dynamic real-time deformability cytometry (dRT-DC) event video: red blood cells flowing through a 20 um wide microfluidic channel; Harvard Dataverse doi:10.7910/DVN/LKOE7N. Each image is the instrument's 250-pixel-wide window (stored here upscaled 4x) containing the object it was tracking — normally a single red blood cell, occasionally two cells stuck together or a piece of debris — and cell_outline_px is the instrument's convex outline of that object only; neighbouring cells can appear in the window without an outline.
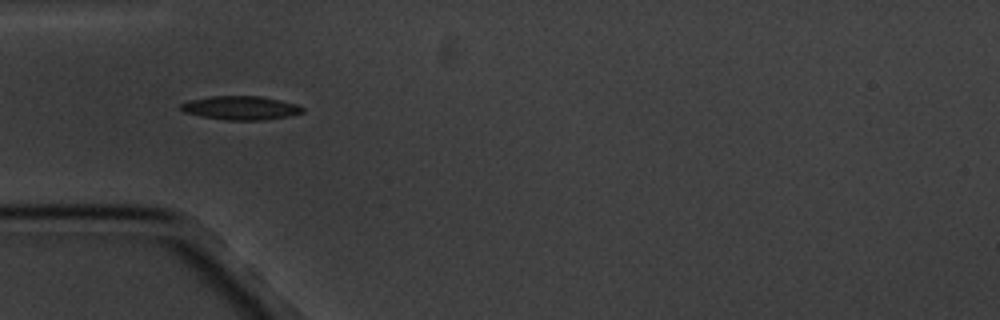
{"species": "common noctule bat (a hibernating species)", "species_latin": "Nyctalus noctula", "temperature_condition": "cold", "stored_images_in_passage": 5, "camera_frame_rate_fps": 3000, "um_per_image_px": 0.085, "animal": {"sex": "male", "body_mass_g": 20.1, "forearm_length_mm": 53.5}, "frame": {"image": 1, "passage_image": 4, "time_ms": 3.667, "image_size_px": [1000, 320], "cell_outline_px": [[304, 112], [288, 116], [264, 120], [224, 120], [200, 116], [184, 112], [180, 108], [180, 104], [188, 100], [212, 96], [260, 96], [280, 100], [296, 104], [304, 108]], "centroid_in_image_um": [20.44, 9.17], "position_along_channel_um": 64.6, "area_um2": 16.88}}
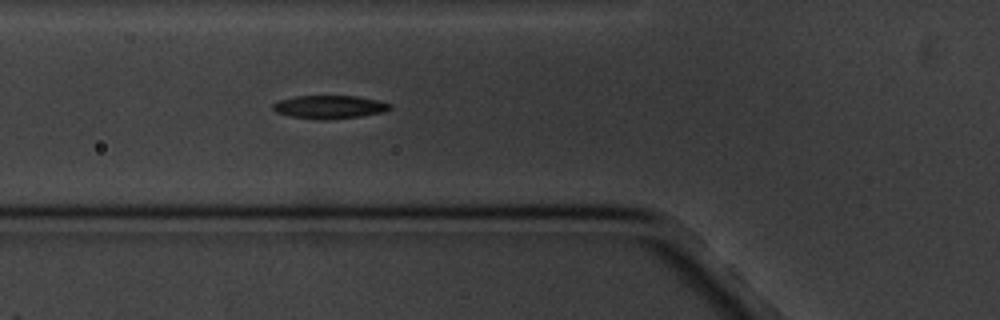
{"frame": {"image": 2, "passage_image": 5, "time_ms": 4.667, "image_size_px": [1000, 320], "cell_outline_px": [[392, 108], [384, 112], [360, 116], [328, 120], [320, 120], [288, 116], [276, 112], [272, 108], [272, 104], [280, 100], [296, 96], [356, 96], [380, 100], [392, 104]], "centroid_in_image_um": [28.02, 9.1], "position_along_channel_um": 97.8, "area_um2": 16.01}}